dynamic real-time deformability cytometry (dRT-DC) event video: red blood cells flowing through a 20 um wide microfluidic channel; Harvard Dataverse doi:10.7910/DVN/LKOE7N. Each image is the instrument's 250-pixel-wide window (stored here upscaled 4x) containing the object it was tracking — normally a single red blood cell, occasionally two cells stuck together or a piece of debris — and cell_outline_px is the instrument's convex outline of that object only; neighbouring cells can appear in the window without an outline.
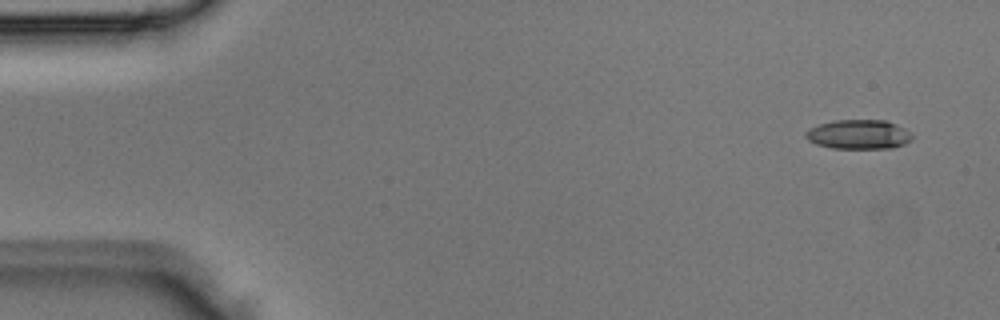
{"species": "Egyptian fruit bat (a non-hibernating species)", "species_latin": "Rousettus aegyptiacus", "temperature_condition": "room temperature", "stored_images_in_passage": 4, "camera_frame_rate_fps": 3000, "um_per_image_px": 0.085, "animal": {"sex": "male"}, "frame": {"image": 1, "passage_image": 1, "time_ms": 0.0, "image_size_px": [1000, 320], "cell_outline_px": [[912, 140], [904, 144], [892, 148], [832, 148], [816, 144], [808, 140], [804, 136], [804, 132], [808, 128], [820, 124], [836, 120], [888, 120], [912, 132]], "centroid_in_image_um": [72.99, 11.42], "position_along_channel_um": 12.0, "area_um2": 18.38}}